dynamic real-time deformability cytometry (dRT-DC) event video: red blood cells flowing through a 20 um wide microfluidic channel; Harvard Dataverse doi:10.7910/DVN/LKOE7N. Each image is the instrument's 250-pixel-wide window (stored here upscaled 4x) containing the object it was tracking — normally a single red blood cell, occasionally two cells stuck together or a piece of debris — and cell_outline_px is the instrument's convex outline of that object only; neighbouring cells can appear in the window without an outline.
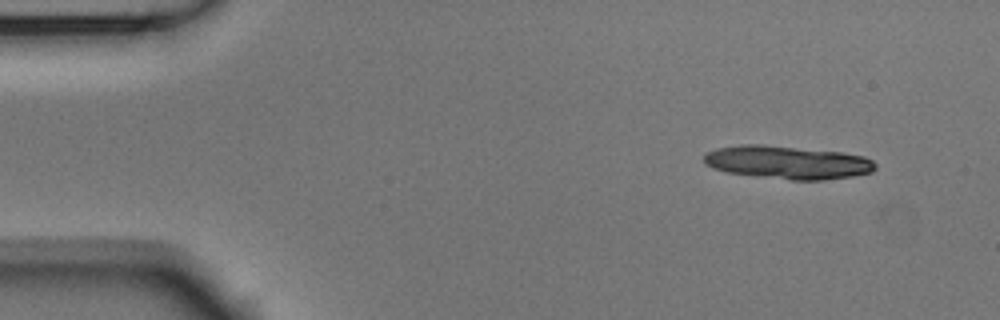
{"species": "Egyptian fruit bat (a non-hibernating species)", "species_latin": "Rousettus aegyptiacus", "temperature_condition": "room temperature", "stored_images_in_passage": 4, "camera_frame_rate_fps": 3000, "um_per_image_px": 0.085, "animal": {"sex": "male"}, "frame": {"image": 1, "passage_image": 1, "time_ms": 0.0, "image_size_px": [1000, 320], "cell_outline_px": [[876, 168], [872, 172], [852, 176], [824, 180], [792, 180], [728, 172], [712, 168], [704, 164], [704, 156], [708, 152], [716, 148], [740, 144], [760, 144], [840, 152], [864, 156], [872, 160], [876, 164]], "centroid_in_image_um": [66.94, 13.8], "position_along_channel_um": 18.1, "area_um2": 33.0}}